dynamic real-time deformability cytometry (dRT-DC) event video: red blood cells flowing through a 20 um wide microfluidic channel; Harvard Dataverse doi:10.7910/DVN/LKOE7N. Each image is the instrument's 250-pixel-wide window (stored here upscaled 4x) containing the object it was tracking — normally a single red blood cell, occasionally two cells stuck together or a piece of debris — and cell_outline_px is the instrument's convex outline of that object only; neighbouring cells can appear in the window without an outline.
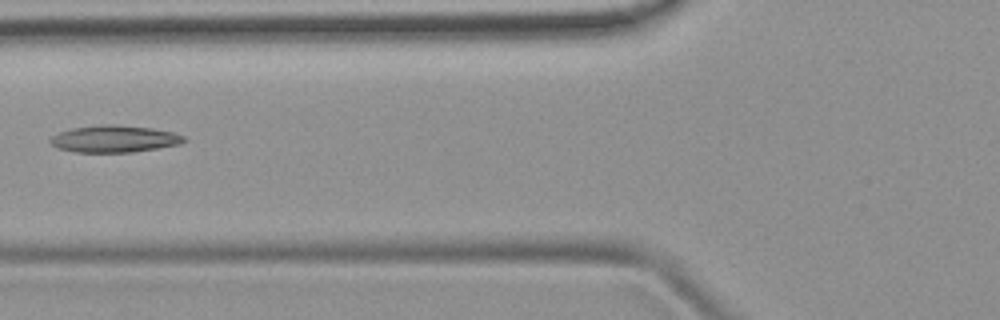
{"species": "common noctule bat (a hibernating species)", "species_latin": "Nyctalus noctula", "temperature_condition": "room temperature", "stored_images_in_passage": 5, "camera_frame_rate_fps": 3000, "um_per_image_px": 0.085, "animal": {"sex": "female", "body_mass_g": 19.9}, "frame": {"image": 1, "passage_image": 5, "time_ms": 5.333, "image_size_px": [1000, 320], "cell_outline_px": [[188, 140], [180, 144], [132, 152], [76, 152], [56, 148], [48, 140], [52, 136], [60, 132], [72, 128], [104, 124], [112, 124], [152, 128], [172, 132], [184, 136]], "centroid_in_image_um": [9.71, 11.8], "position_along_channel_um": 116.1, "area_um2": 20.92}}